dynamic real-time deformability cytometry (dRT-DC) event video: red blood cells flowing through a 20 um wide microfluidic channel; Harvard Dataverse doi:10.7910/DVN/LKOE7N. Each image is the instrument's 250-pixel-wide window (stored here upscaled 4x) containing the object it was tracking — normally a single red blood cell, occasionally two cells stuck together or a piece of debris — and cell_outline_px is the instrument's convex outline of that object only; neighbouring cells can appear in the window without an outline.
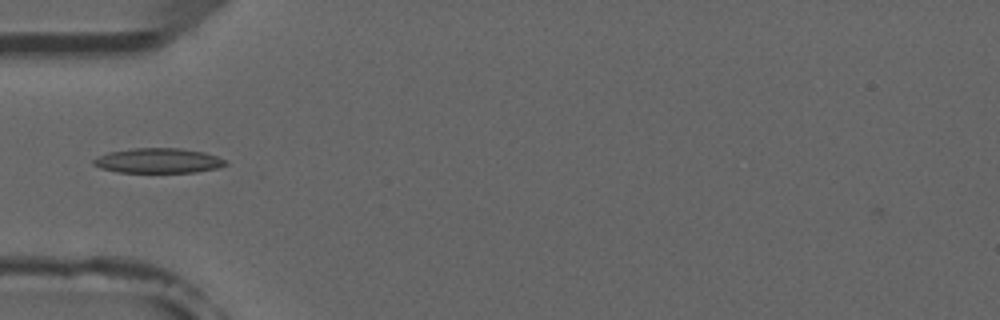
{"species": "common noctule bat (a hibernating species)", "species_latin": "Nyctalus noctula", "temperature_condition": "room temperature", "stored_images_in_passage": 4, "camera_frame_rate_fps": 3000, "um_per_image_px": 0.085, "animal": {"sex": "male", "forearm_length_mm": 52.5}, "frame": {"image": 1, "passage_image": 4, "time_ms": 4.333, "image_size_px": [1000, 320], "cell_outline_px": [[228, 164], [216, 168], [196, 172], [116, 172], [100, 168], [92, 164], [92, 160], [108, 152], [132, 148], [180, 148], [204, 152], [228, 160]], "centroid_in_image_um": [13.45, 13.65], "position_along_channel_um": 71.5, "area_um2": 19.19}}